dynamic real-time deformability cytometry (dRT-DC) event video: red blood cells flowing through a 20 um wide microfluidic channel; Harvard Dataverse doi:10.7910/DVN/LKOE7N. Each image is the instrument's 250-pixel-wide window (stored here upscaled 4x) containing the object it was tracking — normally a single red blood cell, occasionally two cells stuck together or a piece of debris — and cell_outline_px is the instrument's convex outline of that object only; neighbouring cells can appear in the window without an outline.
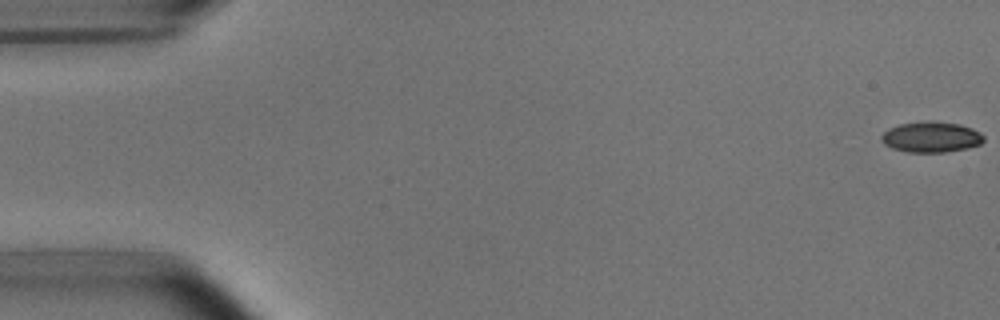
{"species": "common noctule bat (a hibernating species)", "species_latin": "Nyctalus noctula", "temperature_condition": "room temperature", "stored_images_in_passage": 28, "camera_frame_rate_fps": 3000, "um_per_image_px": 0.085, "animal": {"sex": "male", "body_mass_g": 15.6}, "frame": {"image": 1, "passage_image": 1, "time_ms": 0.0, "image_size_px": [1000, 320], "cell_outline_px": [[984, 140], [980, 144], [964, 148], [944, 152], [908, 152], [892, 148], [884, 144], [880, 140], [880, 136], [888, 128], [900, 124], [960, 124], [972, 128], [980, 132], [984, 136]], "centroid_in_image_um": [79.13, 11.69], "position_along_channel_um": 5.9, "area_um2": 17.46}}
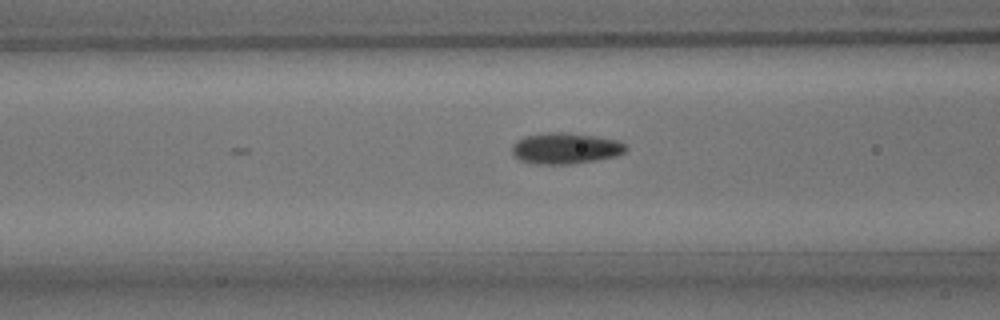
{"frame": {"image": 2, "passage_image": 21, "time_ms": 6.667, "image_size_px": [1000, 320], "cell_outline_px": [[628, 148], [624, 152], [616, 156], [596, 160], [572, 164], [536, 164], [520, 160], [512, 152], [512, 144], [516, 140], [524, 136], [548, 132], [564, 132], [596, 136], [620, 140]], "centroid_in_image_um": [48.07, 12.6], "position_along_channel_um": 118.5, "area_um2": 20.75}}
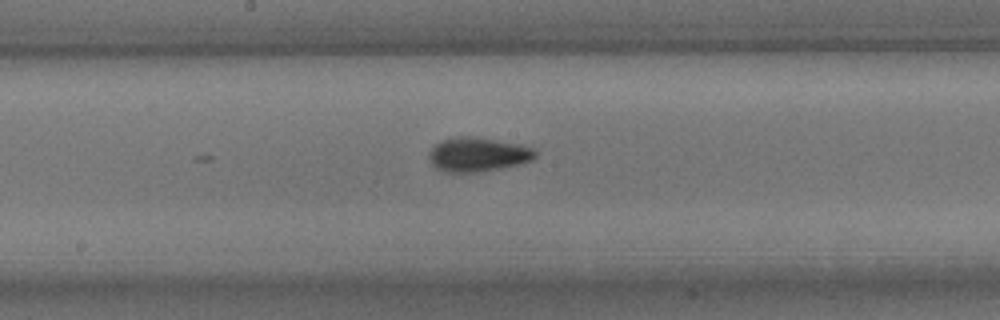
{"frame": {"image": 3, "passage_image": 28, "time_ms": 9.0, "image_size_px": [1000, 320], "cell_outline_px": [[536, 156], [532, 160], [520, 164], [476, 172], [444, 172], [436, 168], [432, 164], [428, 156], [432, 148], [440, 140], [460, 136], [472, 136], [520, 144], [532, 148], [536, 152]], "centroid_in_image_um": [40.6, 13.13], "position_along_channel_um": 207.6, "area_um2": 21.04}}